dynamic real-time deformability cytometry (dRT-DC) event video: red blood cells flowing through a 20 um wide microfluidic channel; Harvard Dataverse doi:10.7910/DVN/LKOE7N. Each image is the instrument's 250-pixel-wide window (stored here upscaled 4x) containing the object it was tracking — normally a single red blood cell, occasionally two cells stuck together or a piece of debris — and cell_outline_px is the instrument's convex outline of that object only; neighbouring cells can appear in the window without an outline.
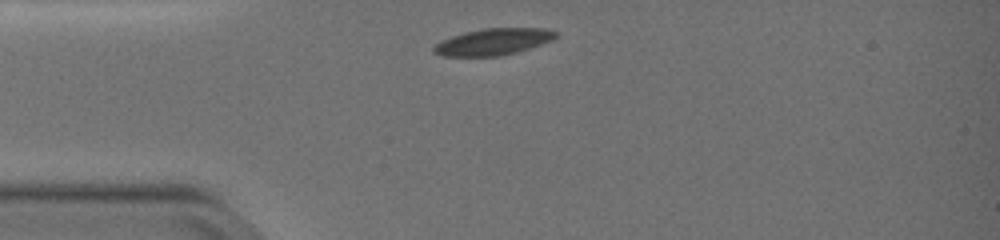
{"species": "common noctule bat (a hibernating species)", "species_latin": "Nyctalus noctula", "temperature_condition": "warm", "stored_images_in_passage": 29, "camera_frame_rate_fps": 3000, "um_per_image_px": 0.085, "animal": {"sex": "female", "body_mass_g": 19.0, "forearm_length_mm": 51.5}, "frame": {"image": 1, "passage_image": 1, "time_ms": 0.0, "image_size_px": [1000, 240], "cell_outline_px": [[556, 36], [552, 40], [516, 52], [500, 56], [444, 56], [432, 52], [432, 48], [436, 44], [452, 36], [464, 32], [484, 28], [548, 28], [556, 32]], "centroid_in_image_um": [41.91, 3.55], "position_along_channel_um": 43.1, "area_um2": 18.73}}
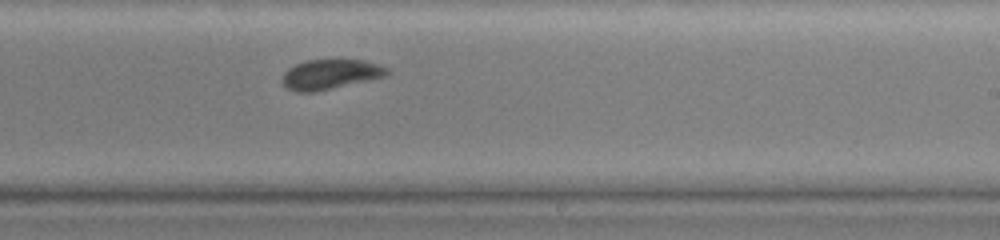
{"frame": {"image": 2, "passage_image": 17, "time_ms": 5.333, "image_size_px": [1000, 240], "cell_outline_px": [[388, 72], [384, 76], [332, 88], [312, 92], [296, 92], [288, 88], [280, 80], [284, 72], [288, 68], [296, 64], [308, 60], [340, 56], [364, 60], [380, 64], [388, 68]], "centroid_in_image_um": [28.07, 6.25], "position_along_channel_um": 260.9, "area_um2": 18.79}}
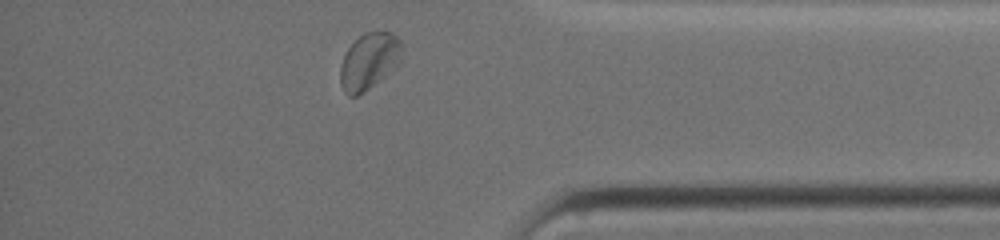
{"frame": {"image": 3, "passage_image": 29, "time_ms": 9.333, "image_size_px": [1000, 240], "cell_outline_px": [[400, 64], [396, 68], [368, 88], [356, 96], [348, 96], [344, 92], [340, 84], [340, 68], [344, 56], [348, 48], [364, 32], [392, 32], [400, 40]], "centroid_in_image_um": [31.37, 5.21], "position_along_channel_um": 403.8, "area_um2": 20.0}, "authors_computed_cell_mechanics": {"area_um2": 19.652, "velocity_mm_per_s": 3.7656, "shape_relaxation_time_tau1_ms": 1.976, "shape_relaxation_time_tau2_ms": 1.4906, "deformation_change_tau1": 0.0828, "deformation_change_tau2": 0.0549}}